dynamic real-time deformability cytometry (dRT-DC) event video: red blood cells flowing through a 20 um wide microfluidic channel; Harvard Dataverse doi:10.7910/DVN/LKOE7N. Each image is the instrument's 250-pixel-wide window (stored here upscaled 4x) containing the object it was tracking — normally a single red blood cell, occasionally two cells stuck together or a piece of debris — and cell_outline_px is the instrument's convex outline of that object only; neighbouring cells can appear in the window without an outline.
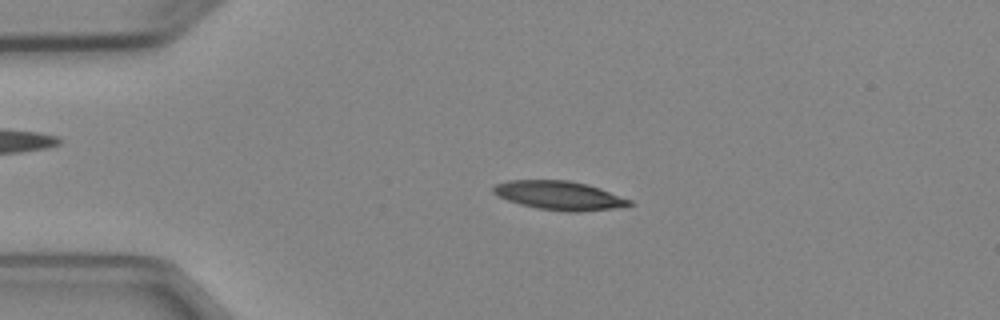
{"species": "Egyptian fruit bat (a non-hibernating species)", "species_latin": "Rousettus aegyptiacus", "temperature_condition": "cold", "stored_images_in_passage": 4, "camera_frame_rate_fps": 3000, "um_per_image_px": 0.085, "animal": {"sex": "female"}, "frame": {"image": 1, "passage_image": 3, "time_ms": 2.333, "image_size_px": [1000, 320], "cell_outline_px": [[636, 204], [612, 208], [576, 212], [568, 212], [536, 208], [520, 204], [508, 200], [492, 192], [492, 188], [496, 184], [508, 180], [568, 180], [588, 184], [600, 188], [632, 200]], "centroid_in_image_um": [47.55, 16.61], "position_along_channel_um": 37.4, "area_um2": 22.83}}